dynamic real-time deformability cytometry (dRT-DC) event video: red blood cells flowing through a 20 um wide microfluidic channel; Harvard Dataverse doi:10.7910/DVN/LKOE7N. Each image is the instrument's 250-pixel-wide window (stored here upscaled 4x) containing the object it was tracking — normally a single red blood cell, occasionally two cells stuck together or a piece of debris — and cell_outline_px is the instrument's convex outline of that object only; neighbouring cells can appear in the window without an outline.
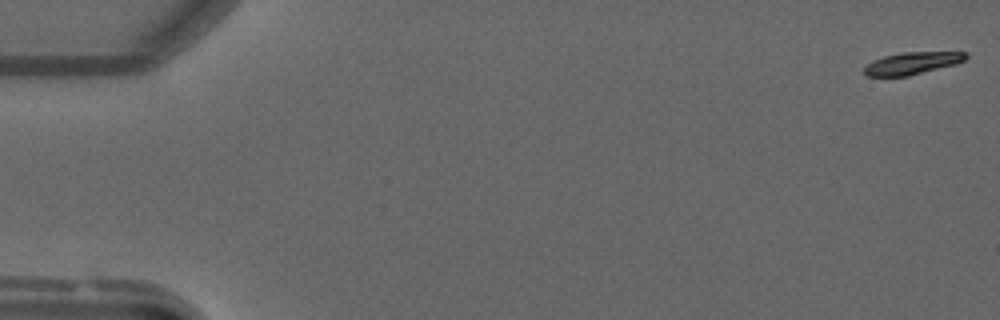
{"species": "common noctule bat (a hibernating species)", "species_latin": "Nyctalus noctula", "temperature_condition": "warm", "stored_images_in_passage": 10, "camera_frame_rate_fps": 3000, "um_per_image_px": 0.085, "animal": {"sex": "male", "forearm_length_mm": 52.5}, "frame": {"image": 1, "passage_image": 1, "time_ms": 0.0, "image_size_px": [1000, 320], "cell_outline_px": [[968, 56], [964, 60], [956, 64], [908, 76], [868, 76], [864, 72], [864, 68], [872, 60], [884, 56], [904, 52], [968, 52]], "centroid_in_image_um": [77.55, 5.37], "position_along_channel_um": 7.5, "area_um2": 13.06}}